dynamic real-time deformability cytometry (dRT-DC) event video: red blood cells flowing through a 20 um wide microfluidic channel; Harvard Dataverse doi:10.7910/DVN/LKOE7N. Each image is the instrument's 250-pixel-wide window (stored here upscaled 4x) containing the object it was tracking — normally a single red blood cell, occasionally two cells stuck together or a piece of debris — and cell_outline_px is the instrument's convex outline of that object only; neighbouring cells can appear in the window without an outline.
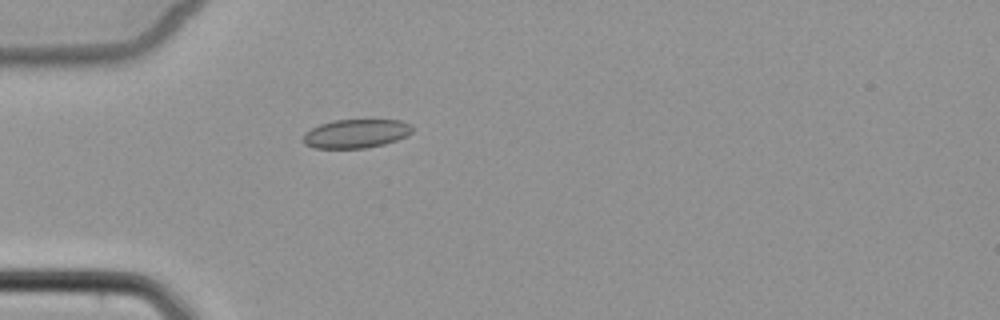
{"species": "common noctule bat (a hibernating species)", "species_latin": "Nyctalus noctula", "temperature_condition": "cold", "stored_images_in_passage": 1, "camera_frame_rate_fps": 3000, "um_per_image_px": 0.085, "animal": {"sex": "female", "body_mass_g": 22.7, "forearm_length_mm": 54.2}, "frame": {"image": 1, "passage_image": 1, "time_ms": 0.0, "image_size_px": [1000, 320], "cell_outline_px": [[412, 132], [408, 136], [384, 144], [364, 148], [316, 148], [304, 144], [300, 140], [304, 132], [320, 124], [336, 120], [400, 120], [412, 124]], "centroid_in_image_um": [30.24, 11.36], "position_along_channel_um": 54.8, "area_um2": 18.44}}